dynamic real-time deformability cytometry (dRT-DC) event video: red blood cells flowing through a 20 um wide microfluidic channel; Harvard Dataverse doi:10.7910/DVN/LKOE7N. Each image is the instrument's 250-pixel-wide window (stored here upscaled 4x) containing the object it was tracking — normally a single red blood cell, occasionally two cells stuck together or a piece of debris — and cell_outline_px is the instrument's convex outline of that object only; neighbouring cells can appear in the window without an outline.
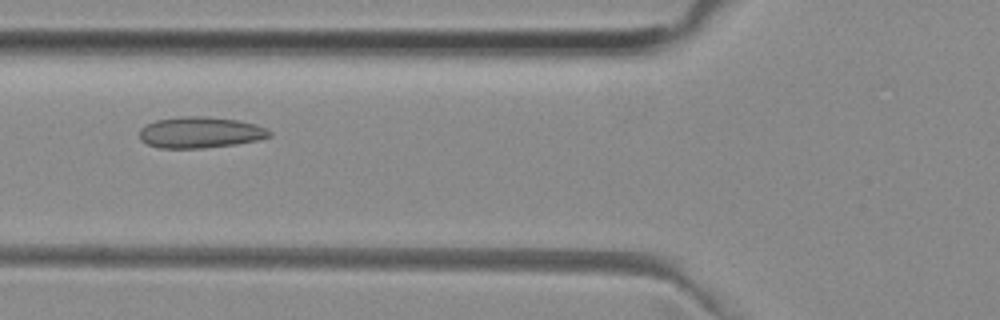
{"species": "common noctule bat (a hibernating species)", "species_latin": "Nyctalus noctula", "temperature_condition": "room temperature", "stored_images_in_passage": 38, "camera_frame_rate_fps": 3000, "um_per_image_px": 0.085, "animal": {"sex": "female", "body_mass_g": 29.2, "forearm_length_mm": 56.3}, "frame": {"image": 1, "passage_image": 6, "time_ms": 1.667, "image_size_px": [1000, 320], "cell_outline_px": [[272, 136], [256, 140], [236, 144], [204, 148], [160, 148], [148, 144], [140, 140], [140, 128], [144, 124], [156, 120], [180, 116], [208, 116], [240, 120], [256, 124], [272, 132]], "centroid_in_image_um": [17.01, 11.24], "position_along_channel_um": 108.8, "area_um2": 23.81}}
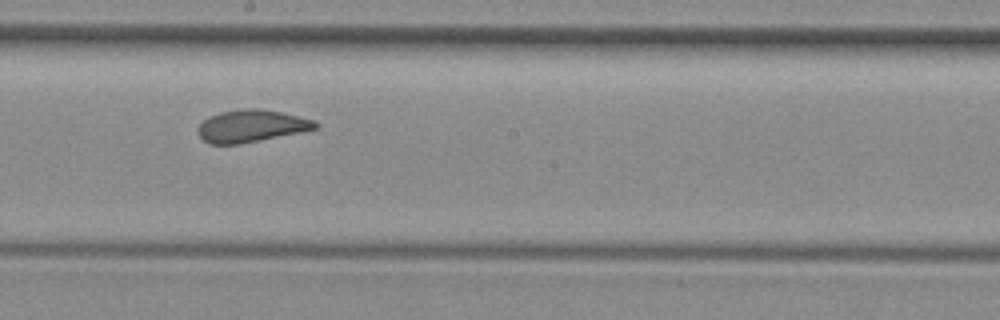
{"frame": {"image": 2, "passage_image": 15, "time_ms": 4.667, "image_size_px": [1000, 320], "cell_outline_px": [[320, 128], [240, 144], [208, 144], [200, 136], [200, 124], [204, 120], [220, 112], [248, 108], [260, 108], [280, 112], [316, 120], [320, 124]], "centroid_in_image_um": [21.43, 10.71], "position_along_channel_um": 226.8, "area_um2": 21.85}}
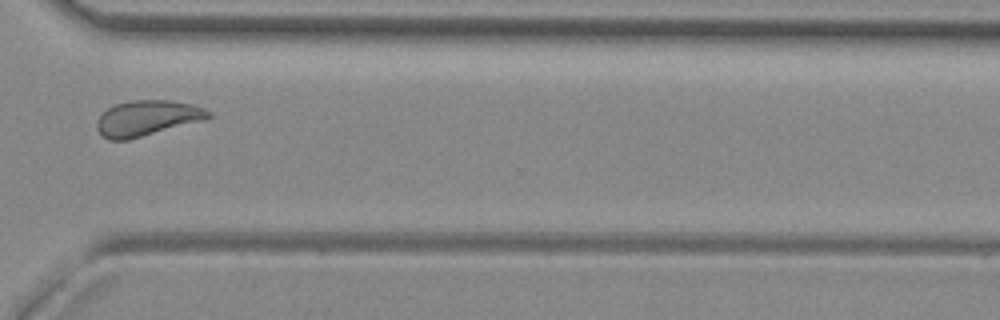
{"frame": {"image": 3, "passage_image": 25, "time_ms": 8.0, "image_size_px": [1000, 320], "cell_outline_px": [[212, 116], [200, 120], [128, 140], [108, 140], [96, 128], [96, 120], [108, 108], [116, 104], [132, 100], [168, 100], [192, 104], [204, 108], [212, 112]], "centroid_in_image_um": [12.47, 10.03], "position_along_channel_um": 358.1, "area_um2": 22.66}, "authors_computed_cell_mechanics": {"area_um2": 22.7154, "velocity_mm_per_s": 3.9429, "shape_relaxation_time_tau1_ms": 6.3768, "shape_relaxation_time_tau2_ms": 1.0529, "deformation_change_tau1": 0.1346, "deformation_change_tau2": 0.0725}}